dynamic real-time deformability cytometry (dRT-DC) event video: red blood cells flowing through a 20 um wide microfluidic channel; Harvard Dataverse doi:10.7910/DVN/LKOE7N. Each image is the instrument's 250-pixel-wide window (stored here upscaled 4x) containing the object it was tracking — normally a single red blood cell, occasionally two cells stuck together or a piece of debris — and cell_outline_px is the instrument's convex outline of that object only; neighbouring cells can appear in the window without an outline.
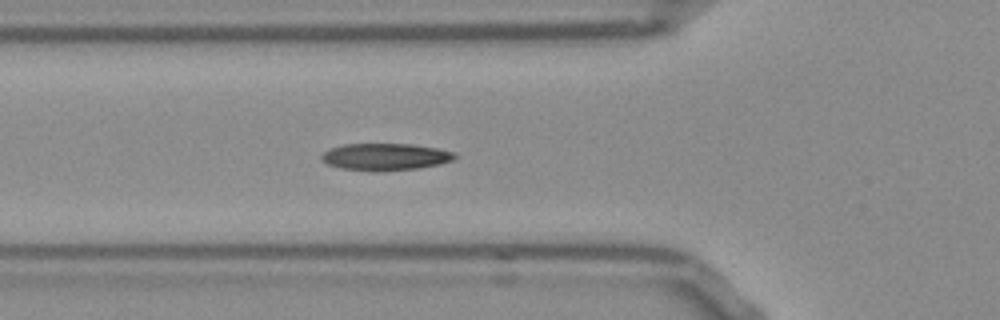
{"species": "Egyptian fruit bat (a non-hibernating species)", "species_latin": "Rousettus aegyptiacus", "temperature_condition": "room temperature", "stored_images_in_passage": 39, "camera_frame_rate_fps": 3000, "um_per_image_px": 0.085, "frame": {"image": 1, "passage_image": 12, "time_ms": 3.667, "image_size_px": [1000, 320], "cell_outline_px": [[456, 156], [452, 160], [440, 164], [420, 168], [376, 172], [372, 172], [340, 168], [328, 164], [320, 160], [320, 156], [324, 152], [332, 148], [344, 144], [412, 144], [436, 148], [456, 152]], "centroid_in_image_um": [32.74, 13.34], "position_along_channel_um": 93.1, "area_um2": 21.15}, "authors_computed_cell_mechanics": {"area_um2": 20.6346, "velocity_mm_per_s": 3.8216, "shape_relaxation_time_tau1_ms": 3.4242, "shape_relaxation_time_tau2_ms": 1.6811, "deformation_change_tau1": 0.1437, "deformation_change_tau2": 0.0878}}